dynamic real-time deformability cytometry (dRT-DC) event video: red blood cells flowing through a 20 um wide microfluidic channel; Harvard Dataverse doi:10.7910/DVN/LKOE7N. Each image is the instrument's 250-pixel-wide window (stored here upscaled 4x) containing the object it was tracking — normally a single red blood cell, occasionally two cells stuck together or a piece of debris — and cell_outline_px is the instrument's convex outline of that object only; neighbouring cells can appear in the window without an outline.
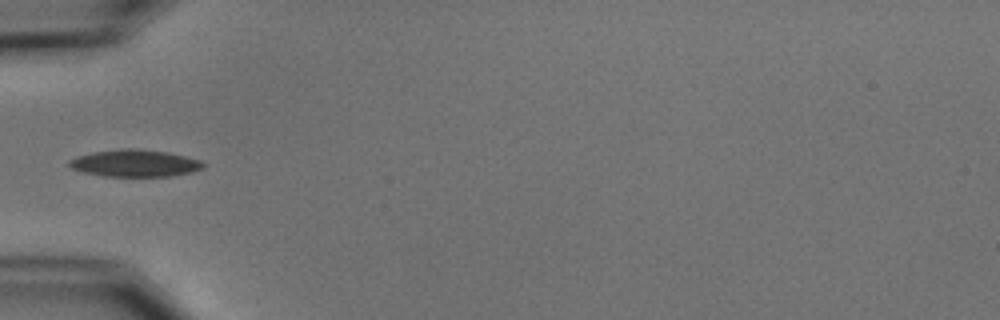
{"species": "common noctule bat (a hibernating species)", "species_latin": "Nyctalus noctula", "temperature_condition": "cold", "stored_images_in_passage": 7, "camera_frame_rate_fps": 3000, "um_per_image_px": 0.085, "animal": {"sex": "male", "body_mass_g": 15.6}, "frame": {"image": 1, "passage_image": 5, "time_ms": 5.0, "image_size_px": [1000, 320], "cell_outline_px": [[204, 168], [192, 172], [168, 176], [104, 176], [84, 172], [72, 168], [68, 164], [68, 160], [76, 156], [92, 152], [124, 148], [136, 148], [168, 152], [200, 160], [204, 164]], "centroid_in_image_um": [11.45, 13.86], "position_along_channel_um": 73.6, "area_um2": 21.1}}